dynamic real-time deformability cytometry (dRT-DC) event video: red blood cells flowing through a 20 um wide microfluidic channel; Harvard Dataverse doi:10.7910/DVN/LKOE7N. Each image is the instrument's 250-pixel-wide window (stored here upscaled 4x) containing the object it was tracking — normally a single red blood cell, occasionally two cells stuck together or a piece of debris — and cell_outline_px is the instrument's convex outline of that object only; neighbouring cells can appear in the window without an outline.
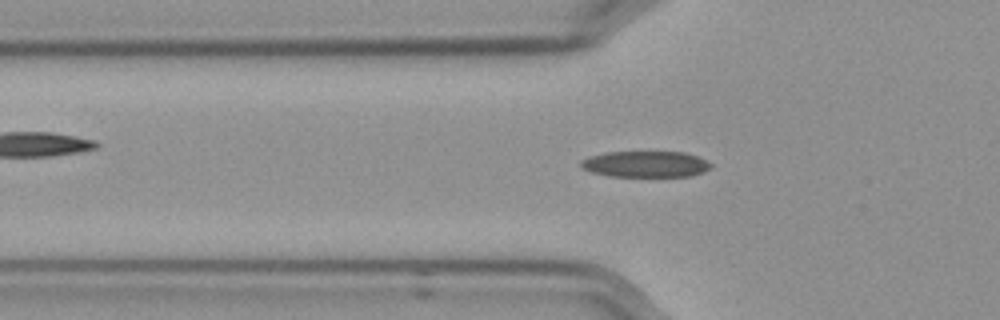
{"species": "Egyptian fruit bat (a non-hibernating species)", "species_latin": "Rousettus aegyptiacus", "temperature_condition": "cold", "stored_images_in_passage": 56, "camera_frame_rate_fps": 3000, "um_per_image_px": 0.085, "frame": {"image": 1, "passage_image": 17, "time_ms": 5.333, "image_size_px": [1000, 320], "cell_outline_px": [[712, 168], [704, 172], [692, 176], [612, 176], [592, 172], [584, 168], [580, 164], [580, 160], [592, 156], [608, 152], [684, 152], [696, 156], [712, 164]], "centroid_in_image_um": [54.92, 13.95], "position_along_channel_um": 70.9, "area_um2": 19.59}}
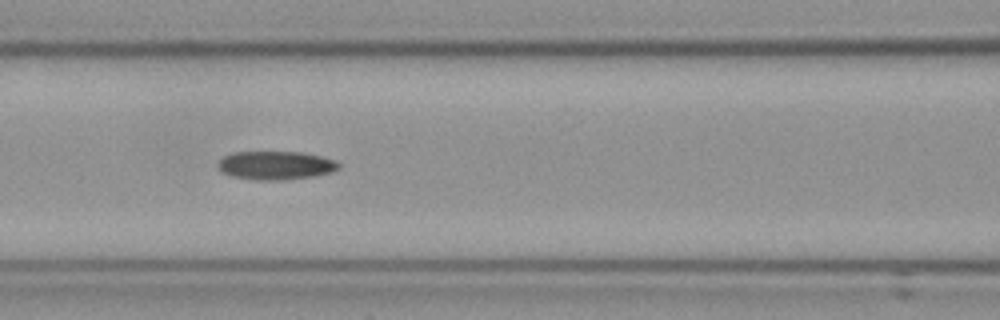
{"frame": {"image": 2, "passage_image": 23, "time_ms": 7.333, "image_size_px": [1000, 320], "cell_outline_px": [[340, 168], [332, 172], [312, 176], [284, 180], [252, 180], [232, 176], [220, 172], [216, 164], [224, 156], [232, 152], [300, 152], [320, 156], [336, 160], [340, 164]], "centroid_in_image_um": [23.41, 14.06], "position_along_channel_um": 143.2, "area_um2": 20.23}}
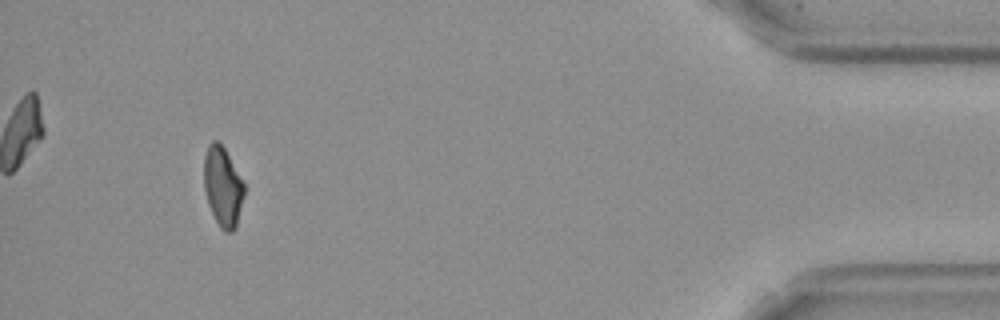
{"frame": {"image": 3, "passage_image": 51, "time_ms": 16.667, "image_size_px": [1000, 320], "cell_outline_px": [[244, 196], [236, 228], [232, 232], [224, 232], [220, 228], [208, 204], [204, 188], [204, 156], [208, 144], [212, 140], [216, 140], [224, 148], [244, 184]], "centroid_in_image_um": [18.93, 15.89], "position_along_channel_um": 416.3, "area_um2": 18.55}}